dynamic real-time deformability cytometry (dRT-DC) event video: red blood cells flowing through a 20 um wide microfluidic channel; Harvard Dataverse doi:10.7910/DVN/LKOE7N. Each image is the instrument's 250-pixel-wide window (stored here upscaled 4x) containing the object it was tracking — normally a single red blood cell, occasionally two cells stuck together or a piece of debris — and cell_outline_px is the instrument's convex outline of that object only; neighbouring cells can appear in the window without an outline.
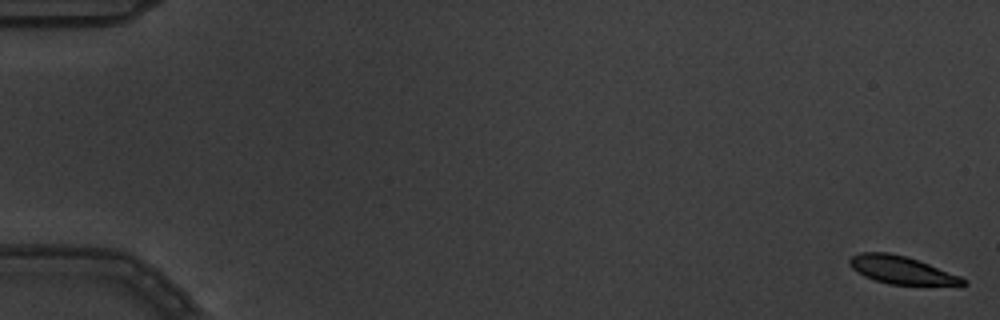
{"species": "common noctule bat (a hibernating species)", "species_latin": "Nyctalus noctula", "temperature_condition": "warm", "stored_images_in_passage": 7, "camera_frame_rate_fps": 3000, "um_per_image_px": 0.085, "animal": {"sex": "male", "body_mass_g": 19.5, "forearm_length_mm": 54.6}, "frame": {"image": 1, "passage_image": 1, "time_ms": 0.0, "image_size_px": [1000, 320], "cell_outline_px": [[968, 284], [888, 284], [864, 276], [856, 272], [848, 264], [848, 260], [852, 256], [860, 252], [888, 252], [904, 256], [928, 264], [960, 276], [968, 280]], "centroid_in_image_um": [76.56, 22.94], "position_along_channel_um": 8.4, "area_um2": 17.98}}
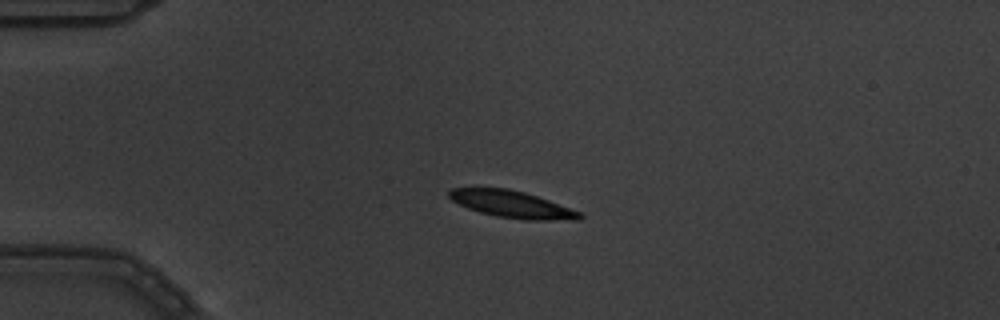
{"frame": {"image": 2, "passage_image": 5, "time_ms": 1.333, "image_size_px": [1000, 320], "cell_outline_px": [[584, 216], [580, 220], [524, 220], [496, 216], [480, 212], [468, 208], [452, 200], [448, 196], [448, 192], [452, 188], [508, 188], [524, 192], [548, 200], [580, 212]], "centroid_in_image_um": [43.53, 17.37], "position_along_channel_um": 41.5, "area_um2": 20.35}}